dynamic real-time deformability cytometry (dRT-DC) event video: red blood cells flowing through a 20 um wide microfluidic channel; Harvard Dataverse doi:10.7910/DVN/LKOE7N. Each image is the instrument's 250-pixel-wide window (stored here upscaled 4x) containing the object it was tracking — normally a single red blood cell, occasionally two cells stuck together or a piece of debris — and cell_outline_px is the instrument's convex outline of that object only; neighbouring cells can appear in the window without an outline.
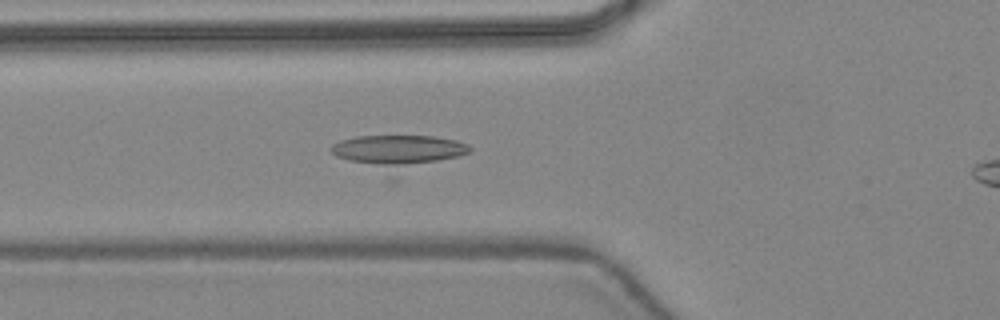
{"species": "common noctule bat (a hibernating species)", "species_latin": "Nyctalus noctula", "temperature_condition": "warm", "stored_images_in_passage": 18, "camera_frame_rate_fps": 3000, "um_per_image_px": 0.085, "animal": {"sex": "female", "body_mass_g": 24.6, "forearm_length_mm": 56.2}, "frame": {"image": 1, "passage_image": 11, "time_ms": 3.333, "image_size_px": [1000, 320], "cell_outline_px": [[472, 148], [468, 152], [460, 156], [396, 180], [388, 180], [336, 156], [328, 148], [332, 144], [340, 140], [356, 136], [432, 136], [456, 140], [468, 144]], "centroid_in_image_um": [33.81, 13.04], "position_along_channel_um": 92.0, "area_um2": 29.71}}